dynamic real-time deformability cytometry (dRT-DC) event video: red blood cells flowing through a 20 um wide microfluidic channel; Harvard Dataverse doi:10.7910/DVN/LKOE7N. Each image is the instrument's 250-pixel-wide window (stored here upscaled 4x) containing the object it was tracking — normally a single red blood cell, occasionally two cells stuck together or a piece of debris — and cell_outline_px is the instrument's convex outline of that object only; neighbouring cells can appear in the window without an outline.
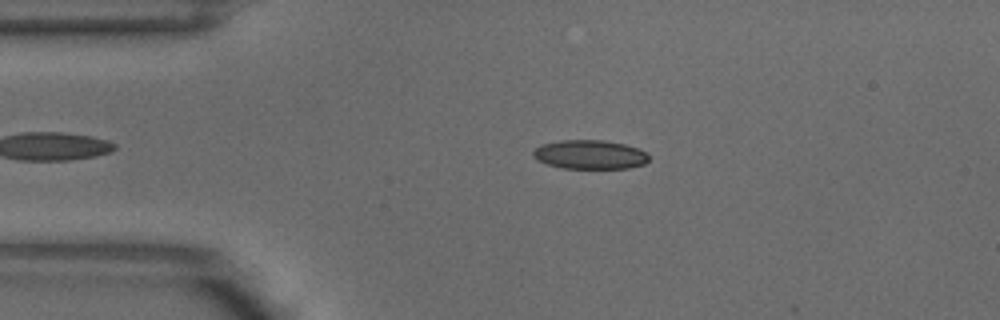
{"species": "common noctule bat (a hibernating species)", "species_latin": "Nyctalus noctula", "temperature_condition": "warm", "stored_images_in_passage": 2, "camera_frame_rate_fps": 3000, "um_per_image_px": 0.085, "animal": {"sex": "male", "body_mass_g": 18.8}, "frame": {"image": 1, "passage_image": 1, "time_ms": 0.0, "image_size_px": [1000, 320], "cell_outline_px": [[648, 160], [644, 164], [628, 168], [560, 168], [536, 160], [532, 156], [532, 152], [540, 144], [560, 140], [604, 140], [624, 144], [636, 148], [644, 152], [648, 156]], "centroid_in_image_um": [50.08, 13.13], "position_along_channel_um": 34.9, "area_um2": 19.54}}